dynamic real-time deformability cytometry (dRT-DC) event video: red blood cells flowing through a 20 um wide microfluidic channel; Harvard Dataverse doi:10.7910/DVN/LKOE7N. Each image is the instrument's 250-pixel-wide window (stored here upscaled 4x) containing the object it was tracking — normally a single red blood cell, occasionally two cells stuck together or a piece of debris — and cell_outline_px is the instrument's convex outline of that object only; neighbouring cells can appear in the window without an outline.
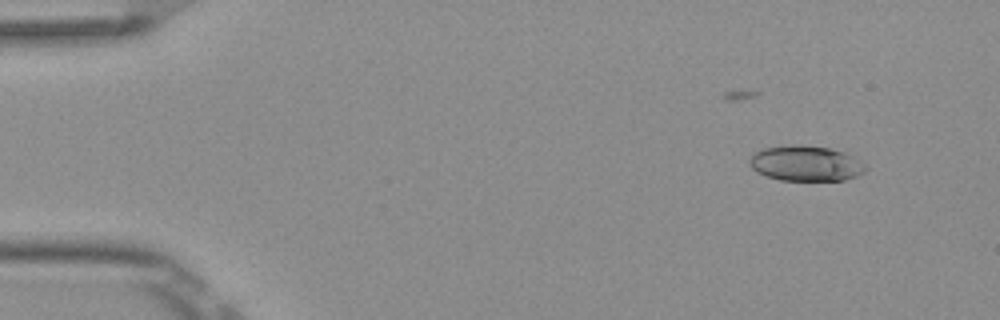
{"species": "Egyptian fruit bat (a non-hibernating species)", "species_latin": "Rousettus aegyptiacus", "temperature_condition": "room temperature", "stored_images_in_passage": 5, "camera_frame_rate_fps": 3000, "um_per_image_px": 0.085, "frame": {"image": 1, "passage_image": 1, "time_ms": 0.0, "image_size_px": [1000, 320], "cell_outline_px": [[868, 168], [864, 172], [856, 176], [844, 180], [780, 180], [756, 172], [752, 168], [748, 160], [756, 152], [764, 148], [792, 144], [800, 144], [828, 148], [844, 152], [852, 156], [864, 164]], "centroid_in_image_um": [68.49, 13.88], "position_along_channel_um": 16.5, "area_um2": 23.81}}
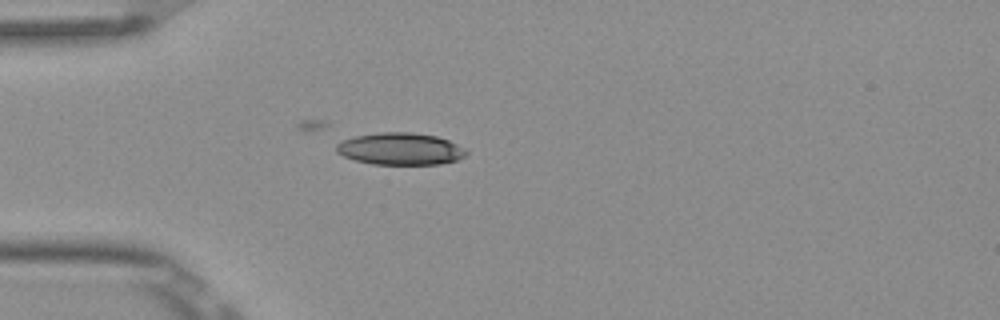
{"frame": {"image": 2, "passage_image": 4, "time_ms": 1.0, "image_size_px": [1000, 320], "cell_outline_px": [[468, 152], [464, 156], [456, 160], [440, 164], [372, 164], [356, 160], [344, 156], [336, 152], [336, 144], [344, 140], [356, 136], [380, 132], [412, 132], [436, 136], [448, 140], [464, 148]], "centroid_in_image_um": [34.03, 12.65], "position_along_channel_um": 51.0, "area_um2": 24.1}}